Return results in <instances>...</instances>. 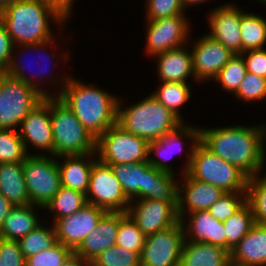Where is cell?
Segmentation results:
<instances>
[{
	"label": "cell",
	"mask_w": 266,
	"mask_h": 266,
	"mask_svg": "<svg viewBox=\"0 0 266 266\" xmlns=\"http://www.w3.org/2000/svg\"><path fill=\"white\" fill-rule=\"evenodd\" d=\"M185 239L179 266H231L230 252L210 243Z\"/></svg>",
	"instance_id": "cell-23"
},
{
	"label": "cell",
	"mask_w": 266,
	"mask_h": 266,
	"mask_svg": "<svg viewBox=\"0 0 266 266\" xmlns=\"http://www.w3.org/2000/svg\"><path fill=\"white\" fill-rule=\"evenodd\" d=\"M59 266H89L76 252H72Z\"/></svg>",
	"instance_id": "cell-50"
},
{
	"label": "cell",
	"mask_w": 266,
	"mask_h": 266,
	"mask_svg": "<svg viewBox=\"0 0 266 266\" xmlns=\"http://www.w3.org/2000/svg\"><path fill=\"white\" fill-rule=\"evenodd\" d=\"M35 207L32 204L14 206L0 228V238L19 241L38 227L40 223L34 214Z\"/></svg>",
	"instance_id": "cell-28"
},
{
	"label": "cell",
	"mask_w": 266,
	"mask_h": 266,
	"mask_svg": "<svg viewBox=\"0 0 266 266\" xmlns=\"http://www.w3.org/2000/svg\"><path fill=\"white\" fill-rule=\"evenodd\" d=\"M86 200L87 203L102 208L106 212L126 213L130 205V201L124 194L111 165L101 162L96 156L92 166Z\"/></svg>",
	"instance_id": "cell-10"
},
{
	"label": "cell",
	"mask_w": 266,
	"mask_h": 266,
	"mask_svg": "<svg viewBox=\"0 0 266 266\" xmlns=\"http://www.w3.org/2000/svg\"><path fill=\"white\" fill-rule=\"evenodd\" d=\"M147 20H157L184 14V4L180 0H148Z\"/></svg>",
	"instance_id": "cell-43"
},
{
	"label": "cell",
	"mask_w": 266,
	"mask_h": 266,
	"mask_svg": "<svg viewBox=\"0 0 266 266\" xmlns=\"http://www.w3.org/2000/svg\"><path fill=\"white\" fill-rule=\"evenodd\" d=\"M73 251L60 242L26 259V266H59Z\"/></svg>",
	"instance_id": "cell-41"
},
{
	"label": "cell",
	"mask_w": 266,
	"mask_h": 266,
	"mask_svg": "<svg viewBox=\"0 0 266 266\" xmlns=\"http://www.w3.org/2000/svg\"><path fill=\"white\" fill-rule=\"evenodd\" d=\"M96 152L108 165L139 163L148 161L149 142L116 123L97 138Z\"/></svg>",
	"instance_id": "cell-7"
},
{
	"label": "cell",
	"mask_w": 266,
	"mask_h": 266,
	"mask_svg": "<svg viewBox=\"0 0 266 266\" xmlns=\"http://www.w3.org/2000/svg\"><path fill=\"white\" fill-rule=\"evenodd\" d=\"M183 4H184V7H188V5H193V4H199V3H202V2H205V0H180ZM208 1V0H206Z\"/></svg>",
	"instance_id": "cell-51"
},
{
	"label": "cell",
	"mask_w": 266,
	"mask_h": 266,
	"mask_svg": "<svg viewBox=\"0 0 266 266\" xmlns=\"http://www.w3.org/2000/svg\"><path fill=\"white\" fill-rule=\"evenodd\" d=\"M87 204L86 194L78 190L64 186L58 190L55 196L44 207L55 212V220L74 214Z\"/></svg>",
	"instance_id": "cell-32"
},
{
	"label": "cell",
	"mask_w": 266,
	"mask_h": 266,
	"mask_svg": "<svg viewBox=\"0 0 266 266\" xmlns=\"http://www.w3.org/2000/svg\"><path fill=\"white\" fill-rule=\"evenodd\" d=\"M25 259L52 247L56 242L54 227L51 229L39 225L19 241Z\"/></svg>",
	"instance_id": "cell-35"
},
{
	"label": "cell",
	"mask_w": 266,
	"mask_h": 266,
	"mask_svg": "<svg viewBox=\"0 0 266 266\" xmlns=\"http://www.w3.org/2000/svg\"><path fill=\"white\" fill-rule=\"evenodd\" d=\"M28 155L17 130L0 129V164L23 163Z\"/></svg>",
	"instance_id": "cell-36"
},
{
	"label": "cell",
	"mask_w": 266,
	"mask_h": 266,
	"mask_svg": "<svg viewBox=\"0 0 266 266\" xmlns=\"http://www.w3.org/2000/svg\"><path fill=\"white\" fill-rule=\"evenodd\" d=\"M18 131L27 151L28 143L38 149H45L53 157V134L51 126V114L49 106V97L44 99L35 106L20 124Z\"/></svg>",
	"instance_id": "cell-16"
},
{
	"label": "cell",
	"mask_w": 266,
	"mask_h": 266,
	"mask_svg": "<svg viewBox=\"0 0 266 266\" xmlns=\"http://www.w3.org/2000/svg\"><path fill=\"white\" fill-rule=\"evenodd\" d=\"M200 128H195V127H191V126H187V125H181L177 130L166 134L164 137H162L159 140H154L149 142V156L150 153H156L157 155H159L160 157H162L165 161H163V159H153L148 158V161L150 163L151 166H153L155 169L161 170V171H165V172H170V173H174L172 171L171 165L168 166L167 161H166V157L168 156L166 153H168L170 150V154H173L174 152L172 150H182V145L180 141V139H184L185 136L189 139H192V142L194 144H197L200 141ZM176 145V146H175ZM174 146L176 147V149L174 148ZM168 151V152H167ZM165 152V153H164ZM178 152V151H177ZM165 154V155H164ZM171 158V156H169ZM168 157V158H169ZM166 158V159H165Z\"/></svg>",
	"instance_id": "cell-24"
},
{
	"label": "cell",
	"mask_w": 266,
	"mask_h": 266,
	"mask_svg": "<svg viewBox=\"0 0 266 266\" xmlns=\"http://www.w3.org/2000/svg\"><path fill=\"white\" fill-rule=\"evenodd\" d=\"M90 154L84 155H61L59 158L65 157L64 163L57 162L59 166L61 186L78 190L87 193L89 188L90 175L92 171V166L95 161L85 160L91 157Z\"/></svg>",
	"instance_id": "cell-26"
},
{
	"label": "cell",
	"mask_w": 266,
	"mask_h": 266,
	"mask_svg": "<svg viewBox=\"0 0 266 266\" xmlns=\"http://www.w3.org/2000/svg\"><path fill=\"white\" fill-rule=\"evenodd\" d=\"M0 193L14 206L30 205L23 163L0 164Z\"/></svg>",
	"instance_id": "cell-27"
},
{
	"label": "cell",
	"mask_w": 266,
	"mask_h": 266,
	"mask_svg": "<svg viewBox=\"0 0 266 266\" xmlns=\"http://www.w3.org/2000/svg\"><path fill=\"white\" fill-rule=\"evenodd\" d=\"M89 266H141L140 255L121 246H112L104 250Z\"/></svg>",
	"instance_id": "cell-38"
},
{
	"label": "cell",
	"mask_w": 266,
	"mask_h": 266,
	"mask_svg": "<svg viewBox=\"0 0 266 266\" xmlns=\"http://www.w3.org/2000/svg\"><path fill=\"white\" fill-rule=\"evenodd\" d=\"M248 178L246 203L250 206L254 222L266 226V176Z\"/></svg>",
	"instance_id": "cell-34"
},
{
	"label": "cell",
	"mask_w": 266,
	"mask_h": 266,
	"mask_svg": "<svg viewBox=\"0 0 266 266\" xmlns=\"http://www.w3.org/2000/svg\"><path fill=\"white\" fill-rule=\"evenodd\" d=\"M187 229L183 224L185 239L189 235L194 242L210 243L226 250V230L222 221L215 219L208 210L189 213Z\"/></svg>",
	"instance_id": "cell-21"
},
{
	"label": "cell",
	"mask_w": 266,
	"mask_h": 266,
	"mask_svg": "<svg viewBox=\"0 0 266 266\" xmlns=\"http://www.w3.org/2000/svg\"><path fill=\"white\" fill-rule=\"evenodd\" d=\"M23 170L30 203L43 209L61 188L57 160L30 154L23 162Z\"/></svg>",
	"instance_id": "cell-9"
},
{
	"label": "cell",
	"mask_w": 266,
	"mask_h": 266,
	"mask_svg": "<svg viewBox=\"0 0 266 266\" xmlns=\"http://www.w3.org/2000/svg\"><path fill=\"white\" fill-rule=\"evenodd\" d=\"M185 14L147 21V52L155 57L163 52L182 47L188 41V20Z\"/></svg>",
	"instance_id": "cell-14"
},
{
	"label": "cell",
	"mask_w": 266,
	"mask_h": 266,
	"mask_svg": "<svg viewBox=\"0 0 266 266\" xmlns=\"http://www.w3.org/2000/svg\"><path fill=\"white\" fill-rule=\"evenodd\" d=\"M200 142L224 161L239 168L248 177L259 175L265 162L266 128L231 126L199 129Z\"/></svg>",
	"instance_id": "cell-1"
},
{
	"label": "cell",
	"mask_w": 266,
	"mask_h": 266,
	"mask_svg": "<svg viewBox=\"0 0 266 266\" xmlns=\"http://www.w3.org/2000/svg\"><path fill=\"white\" fill-rule=\"evenodd\" d=\"M15 45L6 31L5 27L0 22V66L5 70L8 68L11 58L12 52Z\"/></svg>",
	"instance_id": "cell-46"
},
{
	"label": "cell",
	"mask_w": 266,
	"mask_h": 266,
	"mask_svg": "<svg viewBox=\"0 0 266 266\" xmlns=\"http://www.w3.org/2000/svg\"><path fill=\"white\" fill-rule=\"evenodd\" d=\"M242 53L247 50L263 49L266 42V20L254 13L241 11Z\"/></svg>",
	"instance_id": "cell-30"
},
{
	"label": "cell",
	"mask_w": 266,
	"mask_h": 266,
	"mask_svg": "<svg viewBox=\"0 0 266 266\" xmlns=\"http://www.w3.org/2000/svg\"><path fill=\"white\" fill-rule=\"evenodd\" d=\"M53 156L96 154V138L58 98L49 97Z\"/></svg>",
	"instance_id": "cell-6"
},
{
	"label": "cell",
	"mask_w": 266,
	"mask_h": 266,
	"mask_svg": "<svg viewBox=\"0 0 266 266\" xmlns=\"http://www.w3.org/2000/svg\"><path fill=\"white\" fill-rule=\"evenodd\" d=\"M105 210L87 203L74 214L54 221L56 240L75 252L96 228Z\"/></svg>",
	"instance_id": "cell-12"
},
{
	"label": "cell",
	"mask_w": 266,
	"mask_h": 266,
	"mask_svg": "<svg viewBox=\"0 0 266 266\" xmlns=\"http://www.w3.org/2000/svg\"><path fill=\"white\" fill-rule=\"evenodd\" d=\"M236 5L218 7L209 16L211 38L222 43L233 54H242L241 10Z\"/></svg>",
	"instance_id": "cell-17"
},
{
	"label": "cell",
	"mask_w": 266,
	"mask_h": 266,
	"mask_svg": "<svg viewBox=\"0 0 266 266\" xmlns=\"http://www.w3.org/2000/svg\"><path fill=\"white\" fill-rule=\"evenodd\" d=\"M15 57L13 56L11 58L10 64L8 66V68L6 69V73L14 78H17L19 80H22L23 82L27 83L28 85L33 86L38 92H40L44 97H50V94H48L47 92H45L46 90H42L39 88V85H37L35 82L36 81H32L31 78H28L24 72H23V68L20 64L18 63V61L16 59H14ZM20 65V66H19ZM24 66V65H23ZM30 67V66H29ZM47 71H45L46 73ZM38 75V74H37ZM32 81V82H31Z\"/></svg>",
	"instance_id": "cell-47"
},
{
	"label": "cell",
	"mask_w": 266,
	"mask_h": 266,
	"mask_svg": "<svg viewBox=\"0 0 266 266\" xmlns=\"http://www.w3.org/2000/svg\"><path fill=\"white\" fill-rule=\"evenodd\" d=\"M247 73L244 58L241 54H235L220 70L215 80L220 81L224 90L234 93Z\"/></svg>",
	"instance_id": "cell-39"
},
{
	"label": "cell",
	"mask_w": 266,
	"mask_h": 266,
	"mask_svg": "<svg viewBox=\"0 0 266 266\" xmlns=\"http://www.w3.org/2000/svg\"><path fill=\"white\" fill-rule=\"evenodd\" d=\"M56 9L65 19L71 14L73 0H43Z\"/></svg>",
	"instance_id": "cell-48"
},
{
	"label": "cell",
	"mask_w": 266,
	"mask_h": 266,
	"mask_svg": "<svg viewBox=\"0 0 266 266\" xmlns=\"http://www.w3.org/2000/svg\"><path fill=\"white\" fill-rule=\"evenodd\" d=\"M44 96L33 86L5 73L0 80V129L17 130Z\"/></svg>",
	"instance_id": "cell-8"
},
{
	"label": "cell",
	"mask_w": 266,
	"mask_h": 266,
	"mask_svg": "<svg viewBox=\"0 0 266 266\" xmlns=\"http://www.w3.org/2000/svg\"><path fill=\"white\" fill-rule=\"evenodd\" d=\"M64 83L57 97L96 139L117 123L118 99L115 96L74 78L65 77Z\"/></svg>",
	"instance_id": "cell-3"
},
{
	"label": "cell",
	"mask_w": 266,
	"mask_h": 266,
	"mask_svg": "<svg viewBox=\"0 0 266 266\" xmlns=\"http://www.w3.org/2000/svg\"><path fill=\"white\" fill-rule=\"evenodd\" d=\"M191 87L184 82H162L154 94H152L164 107L172 111L181 119L179 107L190 98Z\"/></svg>",
	"instance_id": "cell-33"
},
{
	"label": "cell",
	"mask_w": 266,
	"mask_h": 266,
	"mask_svg": "<svg viewBox=\"0 0 266 266\" xmlns=\"http://www.w3.org/2000/svg\"><path fill=\"white\" fill-rule=\"evenodd\" d=\"M243 198H241V197ZM241 198V199H239ZM246 203V193L225 192L208 211L218 221H225Z\"/></svg>",
	"instance_id": "cell-40"
},
{
	"label": "cell",
	"mask_w": 266,
	"mask_h": 266,
	"mask_svg": "<svg viewBox=\"0 0 266 266\" xmlns=\"http://www.w3.org/2000/svg\"><path fill=\"white\" fill-rule=\"evenodd\" d=\"M137 201L138 203H135V206L131 203L134 201H130L126 213L145 236L172 227L179 221L177 214L178 204H166L158 200L149 199Z\"/></svg>",
	"instance_id": "cell-13"
},
{
	"label": "cell",
	"mask_w": 266,
	"mask_h": 266,
	"mask_svg": "<svg viewBox=\"0 0 266 266\" xmlns=\"http://www.w3.org/2000/svg\"><path fill=\"white\" fill-rule=\"evenodd\" d=\"M173 173L156 169L149 178L148 190L140 199L158 200L166 204H178L179 183Z\"/></svg>",
	"instance_id": "cell-29"
},
{
	"label": "cell",
	"mask_w": 266,
	"mask_h": 266,
	"mask_svg": "<svg viewBox=\"0 0 266 266\" xmlns=\"http://www.w3.org/2000/svg\"><path fill=\"white\" fill-rule=\"evenodd\" d=\"M244 101L266 98V78L247 72L239 88L233 93Z\"/></svg>",
	"instance_id": "cell-42"
},
{
	"label": "cell",
	"mask_w": 266,
	"mask_h": 266,
	"mask_svg": "<svg viewBox=\"0 0 266 266\" xmlns=\"http://www.w3.org/2000/svg\"><path fill=\"white\" fill-rule=\"evenodd\" d=\"M183 178L185 180L184 183L181 185L179 184V201L177 210V214L181 222H184V218L186 216L184 214L187 211H189L188 213H192L208 210L210 206L225 193L223 189L210 183L195 180L187 173L184 174ZM182 186H185L184 189ZM180 187H182V189ZM185 204L187 206H185Z\"/></svg>",
	"instance_id": "cell-18"
},
{
	"label": "cell",
	"mask_w": 266,
	"mask_h": 266,
	"mask_svg": "<svg viewBox=\"0 0 266 266\" xmlns=\"http://www.w3.org/2000/svg\"><path fill=\"white\" fill-rule=\"evenodd\" d=\"M0 266H26L18 241L0 238Z\"/></svg>",
	"instance_id": "cell-44"
},
{
	"label": "cell",
	"mask_w": 266,
	"mask_h": 266,
	"mask_svg": "<svg viewBox=\"0 0 266 266\" xmlns=\"http://www.w3.org/2000/svg\"><path fill=\"white\" fill-rule=\"evenodd\" d=\"M250 206L245 203L237 212L223 221L226 230V251L231 250L250 231L254 225Z\"/></svg>",
	"instance_id": "cell-31"
},
{
	"label": "cell",
	"mask_w": 266,
	"mask_h": 266,
	"mask_svg": "<svg viewBox=\"0 0 266 266\" xmlns=\"http://www.w3.org/2000/svg\"><path fill=\"white\" fill-rule=\"evenodd\" d=\"M215 185L225 192L246 193L248 176L239 168L212 153L200 141L192 145L183 174Z\"/></svg>",
	"instance_id": "cell-5"
},
{
	"label": "cell",
	"mask_w": 266,
	"mask_h": 266,
	"mask_svg": "<svg viewBox=\"0 0 266 266\" xmlns=\"http://www.w3.org/2000/svg\"><path fill=\"white\" fill-rule=\"evenodd\" d=\"M14 205L0 193V228Z\"/></svg>",
	"instance_id": "cell-49"
},
{
	"label": "cell",
	"mask_w": 266,
	"mask_h": 266,
	"mask_svg": "<svg viewBox=\"0 0 266 266\" xmlns=\"http://www.w3.org/2000/svg\"><path fill=\"white\" fill-rule=\"evenodd\" d=\"M231 266H266V226L254 223L230 252Z\"/></svg>",
	"instance_id": "cell-20"
},
{
	"label": "cell",
	"mask_w": 266,
	"mask_h": 266,
	"mask_svg": "<svg viewBox=\"0 0 266 266\" xmlns=\"http://www.w3.org/2000/svg\"><path fill=\"white\" fill-rule=\"evenodd\" d=\"M6 73V70L0 66V80L2 78V76Z\"/></svg>",
	"instance_id": "cell-53"
},
{
	"label": "cell",
	"mask_w": 266,
	"mask_h": 266,
	"mask_svg": "<svg viewBox=\"0 0 266 266\" xmlns=\"http://www.w3.org/2000/svg\"><path fill=\"white\" fill-rule=\"evenodd\" d=\"M129 201L141 198L148 190L150 175L156 170L149 161L111 165Z\"/></svg>",
	"instance_id": "cell-22"
},
{
	"label": "cell",
	"mask_w": 266,
	"mask_h": 266,
	"mask_svg": "<svg viewBox=\"0 0 266 266\" xmlns=\"http://www.w3.org/2000/svg\"><path fill=\"white\" fill-rule=\"evenodd\" d=\"M183 224L179 220L174 226L146 236L140 255L141 266H179L185 241Z\"/></svg>",
	"instance_id": "cell-11"
},
{
	"label": "cell",
	"mask_w": 266,
	"mask_h": 266,
	"mask_svg": "<svg viewBox=\"0 0 266 266\" xmlns=\"http://www.w3.org/2000/svg\"><path fill=\"white\" fill-rule=\"evenodd\" d=\"M146 236L138 228L136 223L126 213L119 220L118 235L116 238V246H121L127 250L135 251L141 255L145 244Z\"/></svg>",
	"instance_id": "cell-37"
},
{
	"label": "cell",
	"mask_w": 266,
	"mask_h": 266,
	"mask_svg": "<svg viewBox=\"0 0 266 266\" xmlns=\"http://www.w3.org/2000/svg\"><path fill=\"white\" fill-rule=\"evenodd\" d=\"M194 46L191 51L192 67L197 81L216 78L220 70L235 55L208 35L201 37Z\"/></svg>",
	"instance_id": "cell-15"
},
{
	"label": "cell",
	"mask_w": 266,
	"mask_h": 266,
	"mask_svg": "<svg viewBox=\"0 0 266 266\" xmlns=\"http://www.w3.org/2000/svg\"><path fill=\"white\" fill-rule=\"evenodd\" d=\"M117 104V124L125 131L148 142L159 140L183 125L181 119L164 107L152 94L131 107L120 109Z\"/></svg>",
	"instance_id": "cell-4"
},
{
	"label": "cell",
	"mask_w": 266,
	"mask_h": 266,
	"mask_svg": "<svg viewBox=\"0 0 266 266\" xmlns=\"http://www.w3.org/2000/svg\"><path fill=\"white\" fill-rule=\"evenodd\" d=\"M245 53L248 55L245 59ZM244 58L247 72L266 78V50H247L241 54Z\"/></svg>",
	"instance_id": "cell-45"
},
{
	"label": "cell",
	"mask_w": 266,
	"mask_h": 266,
	"mask_svg": "<svg viewBox=\"0 0 266 266\" xmlns=\"http://www.w3.org/2000/svg\"><path fill=\"white\" fill-rule=\"evenodd\" d=\"M158 75L162 82H184L189 75L194 76L192 54L184 46L156 55Z\"/></svg>",
	"instance_id": "cell-25"
},
{
	"label": "cell",
	"mask_w": 266,
	"mask_h": 266,
	"mask_svg": "<svg viewBox=\"0 0 266 266\" xmlns=\"http://www.w3.org/2000/svg\"><path fill=\"white\" fill-rule=\"evenodd\" d=\"M14 0H0V12L3 11Z\"/></svg>",
	"instance_id": "cell-52"
},
{
	"label": "cell",
	"mask_w": 266,
	"mask_h": 266,
	"mask_svg": "<svg viewBox=\"0 0 266 266\" xmlns=\"http://www.w3.org/2000/svg\"><path fill=\"white\" fill-rule=\"evenodd\" d=\"M57 23L66 19L43 0H14L0 12V22L14 45L27 49H43L52 40L48 19ZM65 20V21H64Z\"/></svg>",
	"instance_id": "cell-2"
},
{
	"label": "cell",
	"mask_w": 266,
	"mask_h": 266,
	"mask_svg": "<svg viewBox=\"0 0 266 266\" xmlns=\"http://www.w3.org/2000/svg\"><path fill=\"white\" fill-rule=\"evenodd\" d=\"M125 214V212H106L97 223L96 228L75 252L89 264L104 250L116 245L119 220Z\"/></svg>",
	"instance_id": "cell-19"
},
{
	"label": "cell",
	"mask_w": 266,
	"mask_h": 266,
	"mask_svg": "<svg viewBox=\"0 0 266 266\" xmlns=\"http://www.w3.org/2000/svg\"><path fill=\"white\" fill-rule=\"evenodd\" d=\"M259 1H262V3H264V4L266 3V0H259Z\"/></svg>",
	"instance_id": "cell-54"
}]
</instances>
